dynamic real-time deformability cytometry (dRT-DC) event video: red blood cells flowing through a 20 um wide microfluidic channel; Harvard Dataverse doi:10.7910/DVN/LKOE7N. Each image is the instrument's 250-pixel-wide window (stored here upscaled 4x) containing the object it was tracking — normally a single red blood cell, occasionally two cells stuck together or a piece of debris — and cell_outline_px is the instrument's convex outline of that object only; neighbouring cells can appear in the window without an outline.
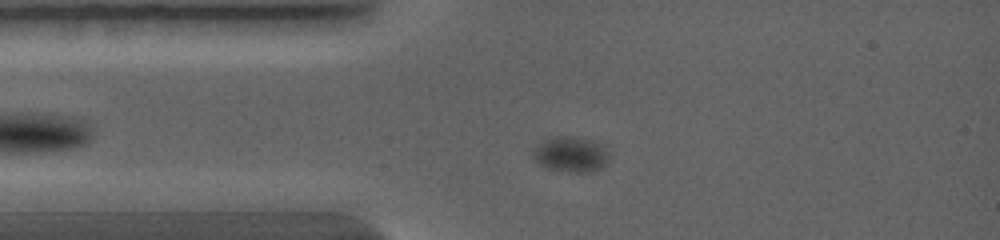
{"species": "common noctule bat (a hibernating species)", "species_latin": "Nyctalus noctula", "temperature_condition": "warm", "stored_images_in_passage": 53, "camera_frame_rate_fps": 5000, "um_per_image_px": 0.085, "animal": {"sex": "female", "body_mass_g": 19.0, "forearm_length_mm": 56.7}, "frame": {"image": 1, "passage_image": 12, "time_ms": 2.2, "image_size_px": [1000, 240], "cell_outline_px": [[608, 160], [600, 168], [588, 172], [576, 172], [548, 168], [540, 164], [532, 156], [532, 152], [544, 140], [552, 136], [576, 136], [592, 140], [604, 144], [608, 152]], "centroid_in_image_um": [48.55, 13.08], "position_along_channel_um": 36.5, "area_um2": 15.61}}
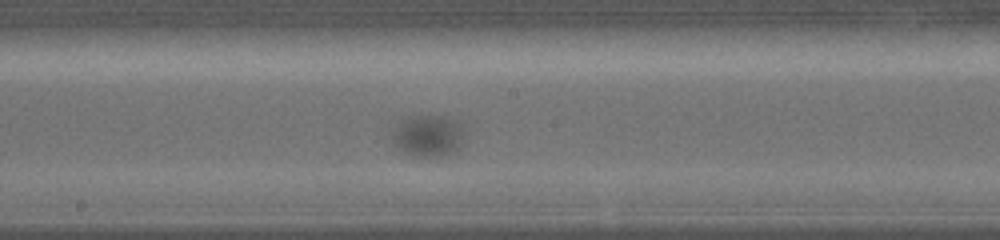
{"frame": {"image": 2, "passage_image": 35, "time_ms": 6.2, "image_size_px": [1000, 240], "cell_outline_px": [[460, 144], [452, 152], [440, 156], [416, 156], [396, 148], [392, 136], [392, 128], [400, 120], [412, 116], [440, 116], [456, 120], [460, 124]], "centroid_in_image_um": [36.29, 11.52], "position_along_channel_um": 211.9, "area_um2": 16.99}}
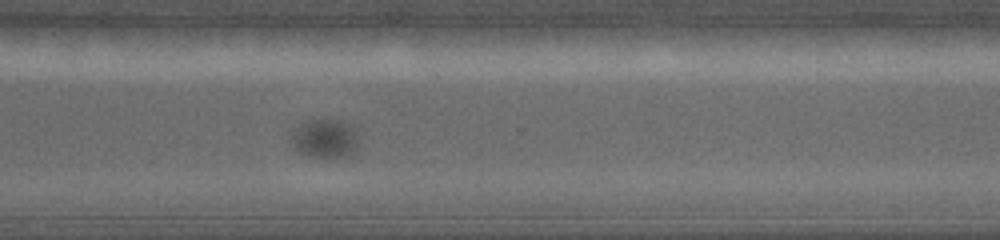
{"frame": {"image": 3, "passage_image": 50, "time_ms": 9.0, "image_size_px": [1000, 240], "cell_outline_px": [[360, 148], [348, 156], [312, 156], [300, 152], [296, 148], [292, 140], [292, 128], [308, 120], [344, 120], [352, 124], [356, 128], [360, 144]], "centroid_in_image_um": [27.71, 11.74], "position_along_channel_um": 342.9, "area_um2": 15.43}}